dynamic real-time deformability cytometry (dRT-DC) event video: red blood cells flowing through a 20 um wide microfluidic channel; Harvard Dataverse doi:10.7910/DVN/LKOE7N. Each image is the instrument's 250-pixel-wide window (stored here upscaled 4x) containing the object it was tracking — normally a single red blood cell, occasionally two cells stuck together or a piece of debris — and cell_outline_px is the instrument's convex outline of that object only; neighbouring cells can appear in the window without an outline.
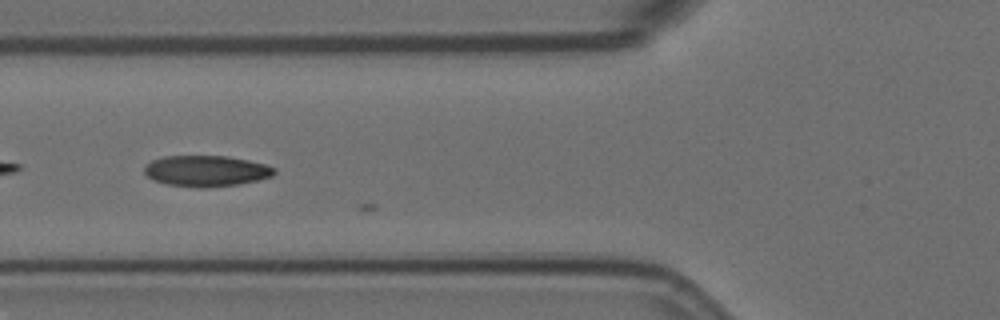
{"species": "Egyptian fruit bat (a non-hibernating species)", "species_latin": "Rousettus aegyptiacus", "temperature_condition": "room temperature", "stored_images_in_passage": 9, "camera_frame_rate_fps": 3000, "um_per_image_px": 0.085, "animal": {"sex": "female"}, "frame": {"image": 1, "passage_image": 8, "time_ms": 2.333, "image_size_px": [1000, 320], "cell_outline_px": [[276, 172], [272, 176], [240, 184], [208, 188], [196, 188], [168, 184], [152, 180], [144, 172], [144, 168], [152, 160], [164, 156], [228, 156], [248, 160], [264, 164], [276, 168]], "centroid_in_image_um": [17.53, 14.54], "position_along_channel_um": 108.3, "area_um2": 23.52}}